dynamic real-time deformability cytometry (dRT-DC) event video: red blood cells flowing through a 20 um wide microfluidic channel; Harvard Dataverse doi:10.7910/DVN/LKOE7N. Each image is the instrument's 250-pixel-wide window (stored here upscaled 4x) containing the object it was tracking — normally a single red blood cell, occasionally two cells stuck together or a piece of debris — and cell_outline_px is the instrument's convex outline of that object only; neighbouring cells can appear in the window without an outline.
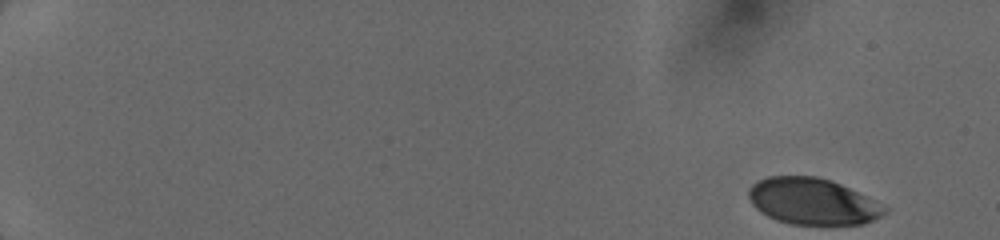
{"species": "human", "species_latin": "Homo sapiens", "temperature_condition": "cold", "stored_images_in_passage": 53, "camera_frame_rate_fps": 3000, "um_per_image_px": 0.085, "donor": {"sex": "female"}, "frame": {"image": 1, "passage_image": 1, "time_ms": 0.0, "image_size_px": [1000, 240], "cell_outline_px": [[888, 212], [864, 224], [792, 224], [768, 216], [760, 212], [752, 204], [748, 196], [748, 188], [756, 180], [768, 176], [816, 176], [832, 180], [888, 208]], "centroid_in_image_um": [69.02, 17.1], "position_along_channel_um": 16.0, "area_um2": 36.47}}
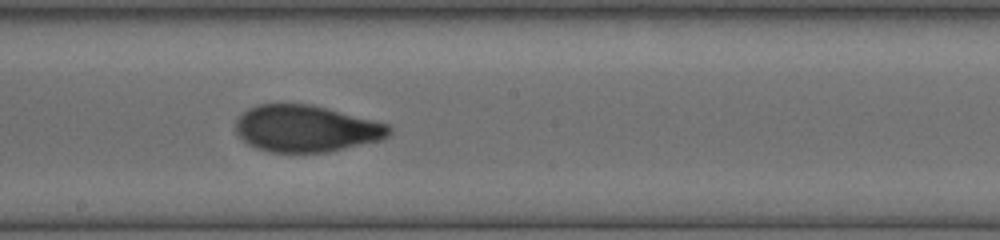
{"frame": {"image": 2, "passage_image": 25, "time_ms": 9.333, "image_size_px": [1000, 240], "cell_outline_px": [[392, 132], [388, 136], [380, 140], [328, 152], [268, 152], [256, 148], [248, 144], [236, 132], [236, 120], [248, 108], [260, 104], [308, 104], [388, 124], [392, 128]], "centroid_in_image_um": [26.0, 10.94], "position_along_channel_um": 222.2, "area_um2": 41.33}}
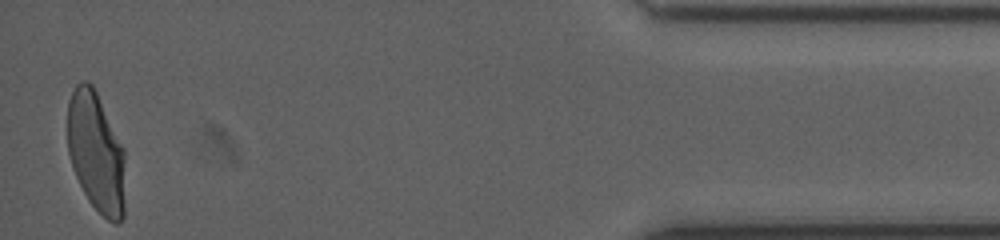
{"frame": {"image": 3, "passage_image": 50, "time_ms": 15.667, "image_size_px": [1000, 240], "cell_outline_px": [[124, 216], [120, 224], [112, 224], [88, 200], [76, 176], [68, 152], [68, 100], [76, 84], [80, 80], [88, 80], [92, 84], [124, 148]], "centroid_in_image_um": [8.17, 12.94], "position_along_channel_um": 427.0, "area_um2": 40.34}}